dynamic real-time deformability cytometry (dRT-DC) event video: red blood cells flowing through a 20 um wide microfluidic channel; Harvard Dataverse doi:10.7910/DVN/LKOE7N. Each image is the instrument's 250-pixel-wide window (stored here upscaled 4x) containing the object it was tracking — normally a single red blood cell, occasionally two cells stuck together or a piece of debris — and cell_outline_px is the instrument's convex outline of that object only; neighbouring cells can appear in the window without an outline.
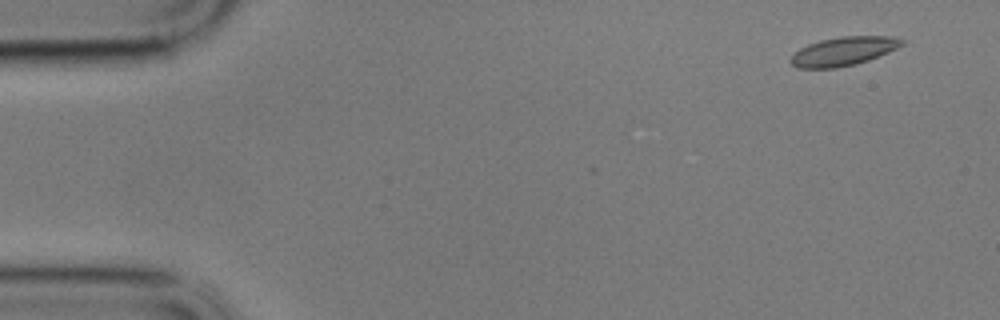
{"species": "common noctule bat (a hibernating species)", "species_latin": "Nyctalus noctula", "temperature_condition": "cold", "stored_images_in_passage": 59, "camera_frame_rate_fps": 3000, "um_per_image_px": 0.085, "animal": {"sex": "male", "body_mass_g": 17.9}, "frame": {"image": 1, "passage_image": 4, "time_ms": 1.0, "image_size_px": [1000, 320], "cell_outline_px": [[904, 44], [888, 52], [868, 60], [856, 64], [836, 68], [800, 68], [792, 64], [788, 60], [800, 48], [808, 44], [820, 40], [840, 36], [896, 36], [904, 40]], "centroid_in_image_um": [71.7, 4.35], "position_along_channel_um": 13.3, "area_um2": 18.61}}
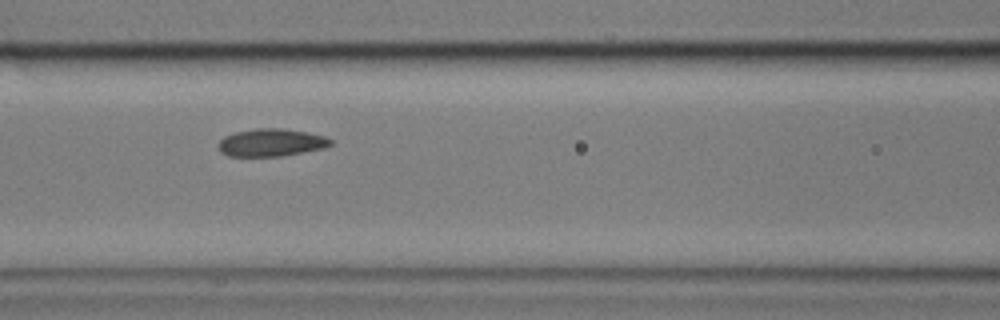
{"frame": {"image": 2, "passage_image": 25, "time_ms": 8.0, "image_size_px": [1000, 320], "cell_outline_px": [[332, 144], [324, 148], [280, 156], [228, 156], [220, 152], [220, 140], [224, 136], [236, 132], [256, 128], [284, 128], [308, 132], [324, 136], [332, 140]], "centroid_in_image_um": [23.06, 12.11], "position_along_channel_um": 143.5, "area_um2": 17.98}}
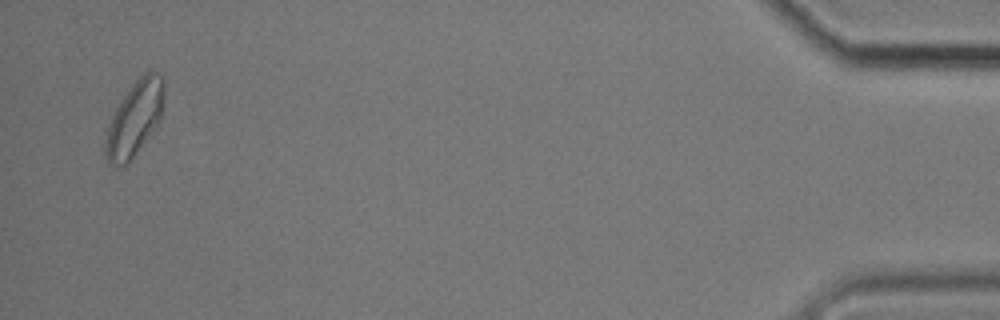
{"frame": {"image": 3, "passage_image": 57, "time_ms": 18.667, "image_size_px": [1000, 320], "cell_outline_px": [[164, 100], [160, 120], [152, 132], [132, 156], [124, 164], [116, 168], [108, 164], [104, 156], [104, 140], [112, 116], [120, 100], [132, 84], [148, 68], [152, 68], [164, 80]], "centroid_in_image_um": [11.43, 10.04], "position_along_channel_um": 423.8, "area_um2": 25.55}, "authors_computed_cell_mechanics": {"area_um2": 18.6116, "velocity_mm_per_s": 3.4052, "shape_relaxation_time_tau1_ms": null, "shape_relaxation_time_tau2_ms": 2.8639, "deformation_change_tau1": null, "deformation_change_tau2": 0.0667}}